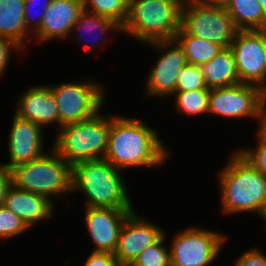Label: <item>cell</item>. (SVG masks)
Here are the masks:
<instances>
[{"instance_id":"cell-7","label":"cell","mask_w":266,"mask_h":266,"mask_svg":"<svg viewBox=\"0 0 266 266\" xmlns=\"http://www.w3.org/2000/svg\"><path fill=\"white\" fill-rule=\"evenodd\" d=\"M181 28L190 35L228 48L239 31L223 3L187 0L182 7Z\"/></svg>"},{"instance_id":"cell-31","label":"cell","mask_w":266,"mask_h":266,"mask_svg":"<svg viewBox=\"0 0 266 266\" xmlns=\"http://www.w3.org/2000/svg\"><path fill=\"white\" fill-rule=\"evenodd\" d=\"M234 266H266V256L258 248H253L237 258Z\"/></svg>"},{"instance_id":"cell-35","label":"cell","mask_w":266,"mask_h":266,"mask_svg":"<svg viewBox=\"0 0 266 266\" xmlns=\"http://www.w3.org/2000/svg\"><path fill=\"white\" fill-rule=\"evenodd\" d=\"M259 119L260 128L258 130L259 141L257 145L266 146V108L260 113L257 120Z\"/></svg>"},{"instance_id":"cell-33","label":"cell","mask_w":266,"mask_h":266,"mask_svg":"<svg viewBox=\"0 0 266 266\" xmlns=\"http://www.w3.org/2000/svg\"><path fill=\"white\" fill-rule=\"evenodd\" d=\"M83 266H121L113 253L92 251Z\"/></svg>"},{"instance_id":"cell-26","label":"cell","mask_w":266,"mask_h":266,"mask_svg":"<svg viewBox=\"0 0 266 266\" xmlns=\"http://www.w3.org/2000/svg\"><path fill=\"white\" fill-rule=\"evenodd\" d=\"M165 235L145 248L129 266H171L170 249L163 245Z\"/></svg>"},{"instance_id":"cell-20","label":"cell","mask_w":266,"mask_h":266,"mask_svg":"<svg viewBox=\"0 0 266 266\" xmlns=\"http://www.w3.org/2000/svg\"><path fill=\"white\" fill-rule=\"evenodd\" d=\"M24 11L25 0H0V36L13 40L22 49L32 33L26 27Z\"/></svg>"},{"instance_id":"cell-3","label":"cell","mask_w":266,"mask_h":266,"mask_svg":"<svg viewBox=\"0 0 266 266\" xmlns=\"http://www.w3.org/2000/svg\"><path fill=\"white\" fill-rule=\"evenodd\" d=\"M121 172L106 159L76 163L72 166V192L84 193L86 207L134 210Z\"/></svg>"},{"instance_id":"cell-10","label":"cell","mask_w":266,"mask_h":266,"mask_svg":"<svg viewBox=\"0 0 266 266\" xmlns=\"http://www.w3.org/2000/svg\"><path fill=\"white\" fill-rule=\"evenodd\" d=\"M266 108V96L260 87L239 83L210 89L209 114L227 118H258Z\"/></svg>"},{"instance_id":"cell-15","label":"cell","mask_w":266,"mask_h":266,"mask_svg":"<svg viewBox=\"0 0 266 266\" xmlns=\"http://www.w3.org/2000/svg\"><path fill=\"white\" fill-rule=\"evenodd\" d=\"M85 224L94 242V250L113 253L116 250L123 223L134 210L85 207Z\"/></svg>"},{"instance_id":"cell-38","label":"cell","mask_w":266,"mask_h":266,"mask_svg":"<svg viewBox=\"0 0 266 266\" xmlns=\"http://www.w3.org/2000/svg\"><path fill=\"white\" fill-rule=\"evenodd\" d=\"M266 59V57H265ZM265 96H266V70H265Z\"/></svg>"},{"instance_id":"cell-27","label":"cell","mask_w":266,"mask_h":266,"mask_svg":"<svg viewBox=\"0 0 266 266\" xmlns=\"http://www.w3.org/2000/svg\"><path fill=\"white\" fill-rule=\"evenodd\" d=\"M207 88L200 66L187 64L178 74L175 91H194Z\"/></svg>"},{"instance_id":"cell-9","label":"cell","mask_w":266,"mask_h":266,"mask_svg":"<svg viewBox=\"0 0 266 266\" xmlns=\"http://www.w3.org/2000/svg\"><path fill=\"white\" fill-rule=\"evenodd\" d=\"M224 241V235L216 231L192 226L183 229L171 241V266H209Z\"/></svg>"},{"instance_id":"cell-22","label":"cell","mask_w":266,"mask_h":266,"mask_svg":"<svg viewBox=\"0 0 266 266\" xmlns=\"http://www.w3.org/2000/svg\"><path fill=\"white\" fill-rule=\"evenodd\" d=\"M175 40L183 48L187 64L201 66L211 61L222 49L216 43L187 34L182 28Z\"/></svg>"},{"instance_id":"cell-14","label":"cell","mask_w":266,"mask_h":266,"mask_svg":"<svg viewBox=\"0 0 266 266\" xmlns=\"http://www.w3.org/2000/svg\"><path fill=\"white\" fill-rule=\"evenodd\" d=\"M43 128L29 120L13 116L8 139L9 163H2L8 170L45 154Z\"/></svg>"},{"instance_id":"cell-28","label":"cell","mask_w":266,"mask_h":266,"mask_svg":"<svg viewBox=\"0 0 266 266\" xmlns=\"http://www.w3.org/2000/svg\"><path fill=\"white\" fill-rule=\"evenodd\" d=\"M29 229L26 224L4 204H0V239L24 233Z\"/></svg>"},{"instance_id":"cell-13","label":"cell","mask_w":266,"mask_h":266,"mask_svg":"<svg viewBox=\"0 0 266 266\" xmlns=\"http://www.w3.org/2000/svg\"><path fill=\"white\" fill-rule=\"evenodd\" d=\"M165 232L156 224L131 212L123 223L114 256L121 266H129L148 246L156 243Z\"/></svg>"},{"instance_id":"cell-11","label":"cell","mask_w":266,"mask_h":266,"mask_svg":"<svg viewBox=\"0 0 266 266\" xmlns=\"http://www.w3.org/2000/svg\"><path fill=\"white\" fill-rule=\"evenodd\" d=\"M230 48L240 83L256 85L265 95L266 30L238 31Z\"/></svg>"},{"instance_id":"cell-8","label":"cell","mask_w":266,"mask_h":266,"mask_svg":"<svg viewBox=\"0 0 266 266\" xmlns=\"http://www.w3.org/2000/svg\"><path fill=\"white\" fill-rule=\"evenodd\" d=\"M58 106L59 128L89 119L104 106V90L98 83L65 82L50 86Z\"/></svg>"},{"instance_id":"cell-37","label":"cell","mask_w":266,"mask_h":266,"mask_svg":"<svg viewBox=\"0 0 266 266\" xmlns=\"http://www.w3.org/2000/svg\"><path fill=\"white\" fill-rule=\"evenodd\" d=\"M208 1L222 3L224 0H208Z\"/></svg>"},{"instance_id":"cell-23","label":"cell","mask_w":266,"mask_h":266,"mask_svg":"<svg viewBox=\"0 0 266 266\" xmlns=\"http://www.w3.org/2000/svg\"><path fill=\"white\" fill-rule=\"evenodd\" d=\"M210 89H198L194 91H175V102L178 113L187 116L208 114Z\"/></svg>"},{"instance_id":"cell-30","label":"cell","mask_w":266,"mask_h":266,"mask_svg":"<svg viewBox=\"0 0 266 266\" xmlns=\"http://www.w3.org/2000/svg\"><path fill=\"white\" fill-rule=\"evenodd\" d=\"M247 162L266 176V146L257 145L255 150L242 149L237 151Z\"/></svg>"},{"instance_id":"cell-4","label":"cell","mask_w":266,"mask_h":266,"mask_svg":"<svg viewBox=\"0 0 266 266\" xmlns=\"http://www.w3.org/2000/svg\"><path fill=\"white\" fill-rule=\"evenodd\" d=\"M181 0H130L122 32L142 43L174 40L181 29Z\"/></svg>"},{"instance_id":"cell-16","label":"cell","mask_w":266,"mask_h":266,"mask_svg":"<svg viewBox=\"0 0 266 266\" xmlns=\"http://www.w3.org/2000/svg\"><path fill=\"white\" fill-rule=\"evenodd\" d=\"M83 10L82 0H52L34 36L39 43L67 38Z\"/></svg>"},{"instance_id":"cell-24","label":"cell","mask_w":266,"mask_h":266,"mask_svg":"<svg viewBox=\"0 0 266 266\" xmlns=\"http://www.w3.org/2000/svg\"><path fill=\"white\" fill-rule=\"evenodd\" d=\"M83 8L100 16L109 18L121 27L126 23L130 0H82Z\"/></svg>"},{"instance_id":"cell-1","label":"cell","mask_w":266,"mask_h":266,"mask_svg":"<svg viewBox=\"0 0 266 266\" xmlns=\"http://www.w3.org/2000/svg\"><path fill=\"white\" fill-rule=\"evenodd\" d=\"M170 152L157 132L141 120L112 115L108 149L104 159L115 168H156L166 161Z\"/></svg>"},{"instance_id":"cell-36","label":"cell","mask_w":266,"mask_h":266,"mask_svg":"<svg viewBox=\"0 0 266 266\" xmlns=\"http://www.w3.org/2000/svg\"><path fill=\"white\" fill-rule=\"evenodd\" d=\"M260 4H261V8L263 10L264 13V18L266 20V0H259Z\"/></svg>"},{"instance_id":"cell-6","label":"cell","mask_w":266,"mask_h":266,"mask_svg":"<svg viewBox=\"0 0 266 266\" xmlns=\"http://www.w3.org/2000/svg\"><path fill=\"white\" fill-rule=\"evenodd\" d=\"M51 154L12 168L13 185L51 200L72 192V166L53 148Z\"/></svg>"},{"instance_id":"cell-2","label":"cell","mask_w":266,"mask_h":266,"mask_svg":"<svg viewBox=\"0 0 266 266\" xmlns=\"http://www.w3.org/2000/svg\"><path fill=\"white\" fill-rule=\"evenodd\" d=\"M222 211L255 212L266 222V176L235 151L218 174Z\"/></svg>"},{"instance_id":"cell-18","label":"cell","mask_w":266,"mask_h":266,"mask_svg":"<svg viewBox=\"0 0 266 266\" xmlns=\"http://www.w3.org/2000/svg\"><path fill=\"white\" fill-rule=\"evenodd\" d=\"M3 204L30 228L37 222L50 218L55 203L44 196L19 189L12 184Z\"/></svg>"},{"instance_id":"cell-34","label":"cell","mask_w":266,"mask_h":266,"mask_svg":"<svg viewBox=\"0 0 266 266\" xmlns=\"http://www.w3.org/2000/svg\"><path fill=\"white\" fill-rule=\"evenodd\" d=\"M13 184L11 171L0 164V204H3L7 193Z\"/></svg>"},{"instance_id":"cell-29","label":"cell","mask_w":266,"mask_h":266,"mask_svg":"<svg viewBox=\"0 0 266 266\" xmlns=\"http://www.w3.org/2000/svg\"><path fill=\"white\" fill-rule=\"evenodd\" d=\"M40 2H42V1H40V0H25V11H24L25 24H26L27 29L30 30V32H32V33H35L40 28L42 19L44 17V13L46 12V10L49 7L52 0H45V1L43 0L44 3H42L43 5L40 7L41 10L39 9L40 13L38 12V16L36 15L37 16V18H36L35 16H33L32 12H34L33 10L35 8H37L36 5L40 6ZM33 7H35V8H33ZM31 30H34V31H31Z\"/></svg>"},{"instance_id":"cell-5","label":"cell","mask_w":266,"mask_h":266,"mask_svg":"<svg viewBox=\"0 0 266 266\" xmlns=\"http://www.w3.org/2000/svg\"><path fill=\"white\" fill-rule=\"evenodd\" d=\"M100 112L59 128L53 149L71 166L86 160L104 159L108 149L110 117L101 116Z\"/></svg>"},{"instance_id":"cell-25","label":"cell","mask_w":266,"mask_h":266,"mask_svg":"<svg viewBox=\"0 0 266 266\" xmlns=\"http://www.w3.org/2000/svg\"><path fill=\"white\" fill-rule=\"evenodd\" d=\"M75 29H77V33H81V36H82V34H84V33L86 34L87 32L89 33L91 31H92L91 34L95 33L94 35H96L97 33H99V34L102 33L100 35V37H102L103 33L105 35L107 32H110L111 30L117 29L116 31L122 32V27L118 23H116L115 21H113L109 18H106L104 16H100L98 14L91 13V12L86 11V10H83L81 12L78 20L75 22L73 30L75 31ZM99 34H97V35H99ZM80 39L82 40V38H80ZM96 42L97 41H95V43H93V44L91 43V45H92L91 48L94 50L99 47L98 42H97V44H96Z\"/></svg>"},{"instance_id":"cell-12","label":"cell","mask_w":266,"mask_h":266,"mask_svg":"<svg viewBox=\"0 0 266 266\" xmlns=\"http://www.w3.org/2000/svg\"><path fill=\"white\" fill-rule=\"evenodd\" d=\"M149 44L161 50L162 54L149 72L146 93L158 98L174 95L178 74L187 65L184 50L175 39L158 40Z\"/></svg>"},{"instance_id":"cell-32","label":"cell","mask_w":266,"mask_h":266,"mask_svg":"<svg viewBox=\"0 0 266 266\" xmlns=\"http://www.w3.org/2000/svg\"><path fill=\"white\" fill-rule=\"evenodd\" d=\"M21 51L22 48L17 45L13 40L0 36V76L5 72V68L10 61V53L13 51ZM4 71V72H3Z\"/></svg>"},{"instance_id":"cell-19","label":"cell","mask_w":266,"mask_h":266,"mask_svg":"<svg viewBox=\"0 0 266 266\" xmlns=\"http://www.w3.org/2000/svg\"><path fill=\"white\" fill-rule=\"evenodd\" d=\"M209 89L230 87L240 83L232 49L222 48L208 63L200 66Z\"/></svg>"},{"instance_id":"cell-21","label":"cell","mask_w":266,"mask_h":266,"mask_svg":"<svg viewBox=\"0 0 266 266\" xmlns=\"http://www.w3.org/2000/svg\"><path fill=\"white\" fill-rule=\"evenodd\" d=\"M222 3L239 31L266 30L259 0H224Z\"/></svg>"},{"instance_id":"cell-17","label":"cell","mask_w":266,"mask_h":266,"mask_svg":"<svg viewBox=\"0 0 266 266\" xmlns=\"http://www.w3.org/2000/svg\"><path fill=\"white\" fill-rule=\"evenodd\" d=\"M19 98L14 112L18 117L32 121L42 128L51 123L59 126L58 104L50 85L31 86Z\"/></svg>"}]
</instances>
